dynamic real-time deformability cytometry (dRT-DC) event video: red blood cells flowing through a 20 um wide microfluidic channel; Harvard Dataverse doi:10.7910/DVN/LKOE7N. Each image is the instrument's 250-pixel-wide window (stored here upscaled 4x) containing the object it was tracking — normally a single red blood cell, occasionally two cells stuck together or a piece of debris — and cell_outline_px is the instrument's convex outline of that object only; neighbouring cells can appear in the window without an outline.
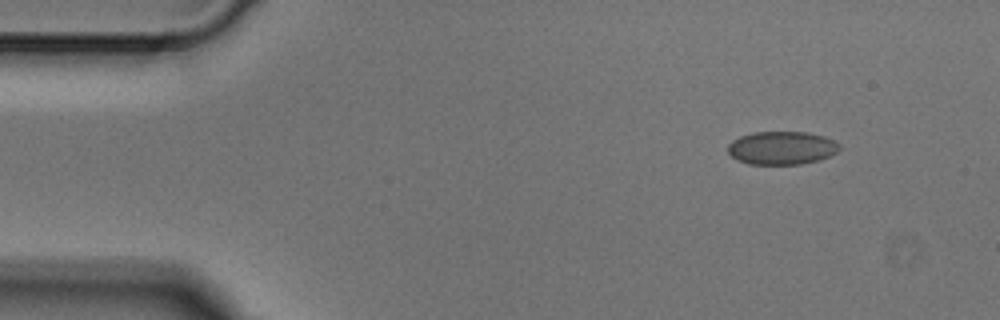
{"species": "Egyptian fruit bat (a non-hibernating species)", "species_latin": "Rousettus aegyptiacus", "temperature_condition": "cold", "stored_images_in_passage": 3, "camera_frame_rate_fps": 3000, "um_per_image_px": 0.085, "animal": {"sex": "male"}, "frame": {"image": 1, "passage_image": 1, "time_ms": 0.0, "image_size_px": [1000, 320], "cell_outline_px": [[840, 148], [836, 152], [820, 160], [800, 164], [748, 164], [732, 156], [728, 152], [728, 144], [732, 140], [740, 136], [752, 132], [808, 132], [824, 136], [840, 144]], "centroid_in_image_um": [66.45, 12.57], "position_along_channel_um": 18.6, "area_um2": 21.56}}